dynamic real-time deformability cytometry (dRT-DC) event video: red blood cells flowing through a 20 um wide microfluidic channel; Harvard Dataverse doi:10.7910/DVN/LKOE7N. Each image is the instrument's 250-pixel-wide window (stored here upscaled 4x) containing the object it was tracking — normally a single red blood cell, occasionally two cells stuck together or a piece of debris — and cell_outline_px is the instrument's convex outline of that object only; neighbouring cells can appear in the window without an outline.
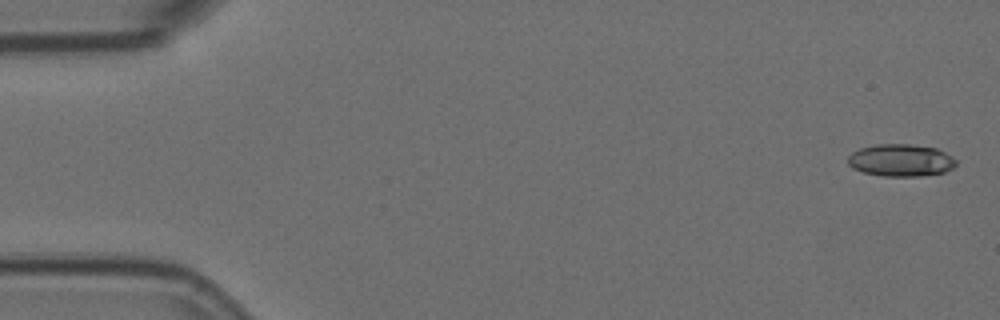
{"species": "Egyptian fruit bat (a non-hibernating species)", "species_latin": "Rousettus aegyptiacus", "temperature_condition": "room temperature", "stored_images_in_passage": 6, "camera_frame_rate_fps": 3000, "um_per_image_px": 0.085, "animal": {"sex": "female"}, "frame": {"image": 1, "passage_image": 1, "time_ms": 0.0, "image_size_px": [1000, 320], "cell_outline_px": [[956, 164], [952, 168], [944, 172], [920, 176], [880, 176], [864, 172], [852, 168], [848, 164], [848, 156], [852, 152], [860, 148], [876, 144], [908, 144], [936, 148], [952, 156], [956, 160]], "centroid_in_image_um": [76.55, 13.62], "position_along_channel_um": 8.4, "area_um2": 20.35}}
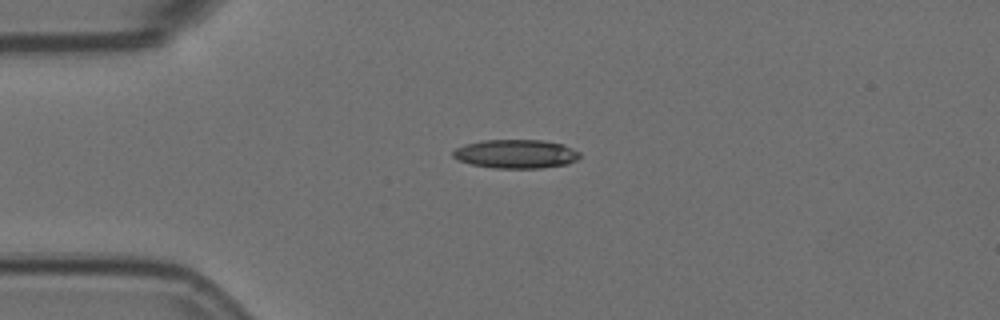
{"frame": {"image": 2, "passage_image": 4, "time_ms": 1.0, "image_size_px": [1000, 320], "cell_outline_px": [[580, 156], [576, 160], [568, 164], [540, 168], [492, 168], [472, 164], [460, 160], [452, 156], [452, 152], [456, 148], [464, 144], [484, 140], [544, 140], [564, 144], [580, 152]], "centroid_in_image_um": [43.87, 13.08], "position_along_channel_um": 41.1, "area_um2": 21.33}}
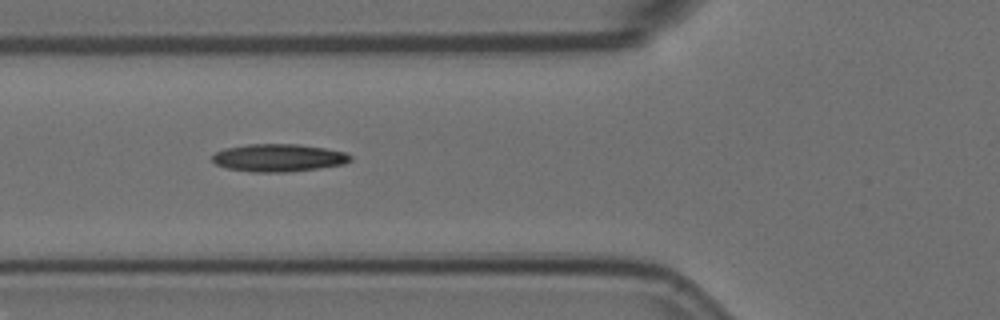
{"frame": {"image": 3, "passage_image": 6, "time_ms": 1.667, "image_size_px": [1000, 320], "cell_outline_px": [[352, 160], [344, 164], [320, 168], [288, 172], [252, 172], [228, 168], [216, 164], [212, 160], [212, 156], [216, 152], [224, 148], [248, 144], [300, 144], [348, 152], [352, 156]], "centroid_in_image_um": [23.71, 13.41], "position_along_channel_um": 102.1, "area_um2": 22.43}}